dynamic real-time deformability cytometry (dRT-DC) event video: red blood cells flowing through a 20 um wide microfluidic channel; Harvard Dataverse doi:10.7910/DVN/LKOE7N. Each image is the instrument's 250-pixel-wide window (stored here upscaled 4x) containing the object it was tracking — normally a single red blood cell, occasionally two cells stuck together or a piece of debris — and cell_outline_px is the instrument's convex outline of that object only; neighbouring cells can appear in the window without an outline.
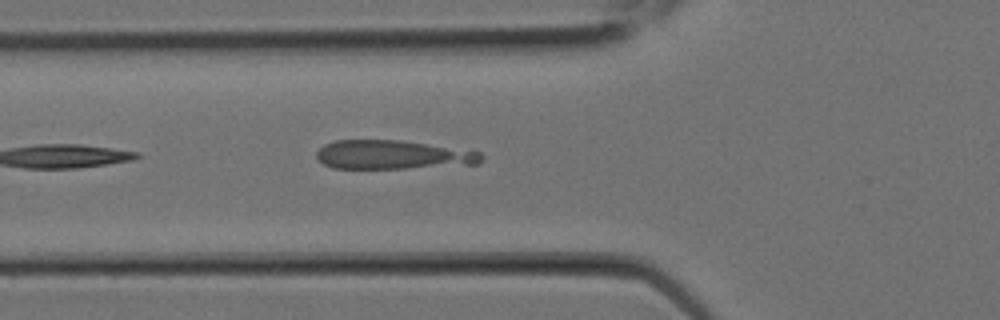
{"species": "Egyptian fruit bat (a non-hibernating species)", "species_latin": "Rousettus aegyptiacus", "temperature_condition": "room temperature", "stored_images_in_passage": 8, "camera_frame_rate_fps": 3000, "um_per_image_px": 0.085, "animal": {"sex": "female"}, "frame": {"image": 1, "passage_image": 8, "time_ms": 2.333, "image_size_px": [1000, 320], "cell_outline_px": [[484, 156], [480, 164], [408, 168], [332, 168], [324, 164], [316, 156], [316, 152], [324, 144], [332, 140], [400, 140], [480, 152]], "centroid_in_image_um": [33.37, 13.16], "position_along_channel_um": 92.4, "area_um2": 27.69}}